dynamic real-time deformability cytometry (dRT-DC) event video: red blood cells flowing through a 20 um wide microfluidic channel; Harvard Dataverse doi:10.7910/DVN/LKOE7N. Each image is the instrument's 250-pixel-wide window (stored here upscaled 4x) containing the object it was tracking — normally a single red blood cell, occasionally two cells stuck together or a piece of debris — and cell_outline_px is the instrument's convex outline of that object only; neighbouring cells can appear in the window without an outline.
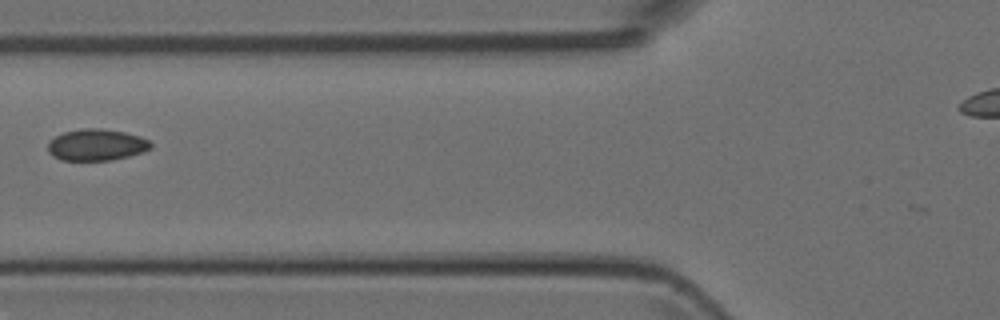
{"species": "Egyptian fruit bat (a non-hibernating species)", "species_latin": "Rousettus aegyptiacus", "temperature_condition": "room temperature", "stored_images_in_passage": 3, "camera_frame_rate_fps": 3000, "um_per_image_px": 0.085, "animal": {"sex": "female"}, "frame": {"image": 1, "passage_image": 3, "time_ms": 3.0, "image_size_px": [1000, 320], "cell_outline_px": [[152, 148], [144, 152], [112, 160], [60, 160], [52, 156], [48, 152], [48, 140], [64, 132], [84, 128], [100, 128], [124, 132], [140, 136], [148, 140], [152, 144]], "centroid_in_image_um": [8.19, 12.31], "position_along_channel_um": 117.6, "area_um2": 19.02}}